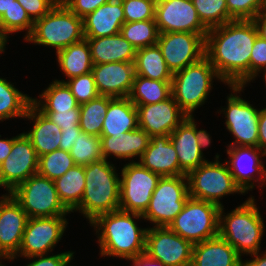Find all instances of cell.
Listing matches in <instances>:
<instances>
[{
	"mask_svg": "<svg viewBox=\"0 0 266 266\" xmlns=\"http://www.w3.org/2000/svg\"><path fill=\"white\" fill-rule=\"evenodd\" d=\"M32 97L21 93L4 78H0V120L15 117H25Z\"/></svg>",
	"mask_w": 266,
	"mask_h": 266,
	"instance_id": "obj_35",
	"label": "cell"
},
{
	"mask_svg": "<svg viewBox=\"0 0 266 266\" xmlns=\"http://www.w3.org/2000/svg\"><path fill=\"white\" fill-rule=\"evenodd\" d=\"M155 21L159 33L190 32L207 35L192 0H156Z\"/></svg>",
	"mask_w": 266,
	"mask_h": 266,
	"instance_id": "obj_17",
	"label": "cell"
},
{
	"mask_svg": "<svg viewBox=\"0 0 266 266\" xmlns=\"http://www.w3.org/2000/svg\"><path fill=\"white\" fill-rule=\"evenodd\" d=\"M7 34L0 28V54L4 52L7 43Z\"/></svg>",
	"mask_w": 266,
	"mask_h": 266,
	"instance_id": "obj_58",
	"label": "cell"
},
{
	"mask_svg": "<svg viewBox=\"0 0 266 266\" xmlns=\"http://www.w3.org/2000/svg\"><path fill=\"white\" fill-rule=\"evenodd\" d=\"M193 244L168 227L147 228L145 254L166 266H191Z\"/></svg>",
	"mask_w": 266,
	"mask_h": 266,
	"instance_id": "obj_14",
	"label": "cell"
},
{
	"mask_svg": "<svg viewBox=\"0 0 266 266\" xmlns=\"http://www.w3.org/2000/svg\"><path fill=\"white\" fill-rule=\"evenodd\" d=\"M75 165L68 151L57 149L39 157L37 174L54 181Z\"/></svg>",
	"mask_w": 266,
	"mask_h": 266,
	"instance_id": "obj_39",
	"label": "cell"
},
{
	"mask_svg": "<svg viewBox=\"0 0 266 266\" xmlns=\"http://www.w3.org/2000/svg\"><path fill=\"white\" fill-rule=\"evenodd\" d=\"M81 132L82 130L80 126L72 127L69 129H62L59 149L69 152L75 143L74 140L77 139Z\"/></svg>",
	"mask_w": 266,
	"mask_h": 266,
	"instance_id": "obj_50",
	"label": "cell"
},
{
	"mask_svg": "<svg viewBox=\"0 0 266 266\" xmlns=\"http://www.w3.org/2000/svg\"><path fill=\"white\" fill-rule=\"evenodd\" d=\"M13 1L14 0H0V17L5 11H8V9L13 4Z\"/></svg>",
	"mask_w": 266,
	"mask_h": 266,
	"instance_id": "obj_57",
	"label": "cell"
},
{
	"mask_svg": "<svg viewBox=\"0 0 266 266\" xmlns=\"http://www.w3.org/2000/svg\"><path fill=\"white\" fill-rule=\"evenodd\" d=\"M60 69L68 79L87 74L92 71L91 50L86 39L67 46L56 53Z\"/></svg>",
	"mask_w": 266,
	"mask_h": 266,
	"instance_id": "obj_30",
	"label": "cell"
},
{
	"mask_svg": "<svg viewBox=\"0 0 266 266\" xmlns=\"http://www.w3.org/2000/svg\"><path fill=\"white\" fill-rule=\"evenodd\" d=\"M56 81L67 84L79 105L87 103L99 96L92 72L71 78L67 82L64 80Z\"/></svg>",
	"mask_w": 266,
	"mask_h": 266,
	"instance_id": "obj_42",
	"label": "cell"
},
{
	"mask_svg": "<svg viewBox=\"0 0 266 266\" xmlns=\"http://www.w3.org/2000/svg\"><path fill=\"white\" fill-rule=\"evenodd\" d=\"M29 217L9 193L0 203V256L14 260Z\"/></svg>",
	"mask_w": 266,
	"mask_h": 266,
	"instance_id": "obj_20",
	"label": "cell"
},
{
	"mask_svg": "<svg viewBox=\"0 0 266 266\" xmlns=\"http://www.w3.org/2000/svg\"><path fill=\"white\" fill-rule=\"evenodd\" d=\"M84 39L83 19L59 0L46 15L34 21L32 33L25 40L54 47L57 53Z\"/></svg>",
	"mask_w": 266,
	"mask_h": 266,
	"instance_id": "obj_5",
	"label": "cell"
},
{
	"mask_svg": "<svg viewBox=\"0 0 266 266\" xmlns=\"http://www.w3.org/2000/svg\"><path fill=\"white\" fill-rule=\"evenodd\" d=\"M24 118L34 120L33 128L25 135L30 139L39 157L59 149L62 134L59 126L33 104L29 106Z\"/></svg>",
	"mask_w": 266,
	"mask_h": 266,
	"instance_id": "obj_27",
	"label": "cell"
},
{
	"mask_svg": "<svg viewBox=\"0 0 266 266\" xmlns=\"http://www.w3.org/2000/svg\"><path fill=\"white\" fill-rule=\"evenodd\" d=\"M91 72L99 95L129 97L136 75L134 62L93 64Z\"/></svg>",
	"mask_w": 266,
	"mask_h": 266,
	"instance_id": "obj_21",
	"label": "cell"
},
{
	"mask_svg": "<svg viewBox=\"0 0 266 266\" xmlns=\"http://www.w3.org/2000/svg\"><path fill=\"white\" fill-rule=\"evenodd\" d=\"M151 136L143 129L137 128L127 133L111 136H100L102 157L114 155L121 159H129L143 155L148 147Z\"/></svg>",
	"mask_w": 266,
	"mask_h": 266,
	"instance_id": "obj_26",
	"label": "cell"
},
{
	"mask_svg": "<svg viewBox=\"0 0 266 266\" xmlns=\"http://www.w3.org/2000/svg\"><path fill=\"white\" fill-rule=\"evenodd\" d=\"M125 22L155 19L156 0H121Z\"/></svg>",
	"mask_w": 266,
	"mask_h": 266,
	"instance_id": "obj_43",
	"label": "cell"
},
{
	"mask_svg": "<svg viewBox=\"0 0 266 266\" xmlns=\"http://www.w3.org/2000/svg\"><path fill=\"white\" fill-rule=\"evenodd\" d=\"M1 258L6 259V257L0 256V260H2ZM2 262H0V266H4L3 264H1Z\"/></svg>",
	"mask_w": 266,
	"mask_h": 266,
	"instance_id": "obj_60",
	"label": "cell"
},
{
	"mask_svg": "<svg viewBox=\"0 0 266 266\" xmlns=\"http://www.w3.org/2000/svg\"><path fill=\"white\" fill-rule=\"evenodd\" d=\"M67 224L65 216L29 218L18 254L29 258L51 252L61 240Z\"/></svg>",
	"mask_w": 266,
	"mask_h": 266,
	"instance_id": "obj_16",
	"label": "cell"
},
{
	"mask_svg": "<svg viewBox=\"0 0 266 266\" xmlns=\"http://www.w3.org/2000/svg\"><path fill=\"white\" fill-rule=\"evenodd\" d=\"M196 125L197 124H195V137L197 139V143L199 145L200 151L202 152L203 148H205V147L210 145L211 137L205 130H202V129L198 130L196 128Z\"/></svg>",
	"mask_w": 266,
	"mask_h": 266,
	"instance_id": "obj_54",
	"label": "cell"
},
{
	"mask_svg": "<svg viewBox=\"0 0 266 266\" xmlns=\"http://www.w3.org/2000/svg\"><path fill=\"white\" fill-rule=\"evenodd\" d=\"M110 103V96L99 95L97 98L80 106L79 126L82 132L100 137L105 114Z\"/></svg>",
	"mask_w": 266,
	"mask_h": 266,
	"instance_id": "obj_36",
	"label": "cell"
},
{
	"mask_svg": "<svg viewBox=\"0 0 266 266\" xmlns=\"http://www.w3.org/2000/svg\"><path fill=\"white\" fill-rule=\"evenodd\" d=\"M121 170L119 209L143 215L161 176L134 160Z\"/></svg>",
	"mask_w": 266,
	"mask_h": 266,
	"instance_id": "obj_11",
	"label": "cell"
},
{
	"mask_svg": "<svg viewBox=\"0 0 266 266\" xmlns=\"http://www.w3.org/2000/svg\"><path fill=\"white\" fill-rule=\"evenodd\" d=\"M157 45L167 67L175 73L205 56L206 35L190 32L160 33Z\"/></svg>",
	"mask_w": 266,
	"mask_h": 266,
	"instance_id": "obj_13",
	"label": "cell"
},
{
	"mask_svg": "<svg viewBox=\"0 0 266 266\" xmlns=\"http://www.w3.org/2000/svg\"><path fill=\"white\" fill-rule=\"evenodd\" d=\"M191 266H242V258L220 236L193 244Z\"/></svg>",
	"mask_w": 266,
	"mask_h": 266,
	"instance_id": "obj_25",
	"label": "cell"
},
{
	"mask_svg": "<svg viewBox=\"0 0 266 266\" xmlns=\"http://www.w3.org/2000/svg\"><path fill=\"white\" fill-rule=\"evenodd\" d=\"M10 194L29 218L65 216L70 213L61 203L54 181L39 174L29 177Z\"/></svg>",
	"mask_w": 266,
	"mask_h": 266,
	"instance_id": "obj_9",
	"label": "cell"
},
{
	"mask_svg": "<svg viewBox=\"0 0 266 266\" xmlns=\"http://www.w3.org/2000/svg\"><path fill=\"white\" fill-rule=\"evenodd\" d=\"M226 152L230 160L225 162L235 183L244 193L255 187L254 182L260 180L262 183H266V169L261 160L262 156H266L263 150L253 146H228ZM254 172L257 173L259 179L253 177ZM252 180L254 181L252 182Z\"/></svg>",
	"mask_w": 266,
	"mask_h": 266,
	"instance_id": "obj_19",
	"label": "cell"
},
{
	"mask_svg": "<svg viewBox=\"0 0 266 266\" xmlns=\"http://www.w3.org/2000/svg\"><path fill=\"white\" fill-rule=\"evenodd\" d=\"M39 97L32 98V104L41 112H64L79 105L67 84L56 80Z\"/></svg>",
	"mask_w": 266,
	"mask_h": 266,
	"instance_id": "obj_34",
	"label": "cell"
},
{
	"mask_svg": "<svg viewBox=\"0 0 266 266\" xmlns=\"http://www.w3.org/2000/svg\"><path fill=\"white\" fill-rule=\"evenodd\" d=\"M189 197L187 175L161 177L142 217L155 227H168Z\"/></svg>",
	"mask_w": 266,
	"mask_h": 266,
	"instance_id": "obj_10",
	"label": "cell"
},
{
	"mask_svg": "<svg viewBox=\"0 0 266 266\" xmlns=\"http://www.w3.org/2000/svg\"><path fill=\"white\" fill-rule=\"evenodd\" d=\"M192 3L208 30L234 20L228 13L226 0H192Z\"/></svg>",
	"mask_w": 266,
	"mask_h": 266,
	"instance_id": "obj_38",
	"label": "cell"
},
{
	"mask_svg": "<svg viewBox=\"0 0 266 266\" xmlns=\"http://www.w3.org/2000/svg\"><path fill=\"white\" fill-rule=\"evenodd\" d=\"M218 78L214 66L204 56L198 62L173 73L171 94L179 107L188 115L205 103L212 88L213 79Z\"/></svg>",
	"mask_w": 266,
	"mask_h": 266,
	"instance_id": "obj_6",
	"label": "cell"
},
{
	"mask_svg": "<svg viewBox=\"0 0 266 266\" xmlns=\"http://www.w3.org/2000/svg\"><path fill=\"white\" fill-rule=\"evenodd\" d=\"M252 21L256 26L258 36L266 41V11L260 12Z\"/></svg>",
	"mask_w": 266,
	"mask_h": 266,
	"instance_id": "obj_53",
	"label": "cell"
},
{
	"mask_svg": "<svg viewBox=\"0 0 266 266\" xmlns=\"http://www.w3.org/2000/svg\"><path fill=\"white\" fill-rule=\"evenodd\" d=\"M51 121L62 129H69L79 126L80 122V106L64 112H42Z\"/></svg>",
	"mask_w": 266,
	"mask_h": 266,
	"instance_id": "obj_46",
	"label": "cell"
},
{
	"mask_svg": "<svg viewBox=\"0 0 266 266\" xmlns=\"http://www.w3.org/2000/svg\"><path fill=\"white\" fill-rule=\"evenodd\" d=\"M224 209L221 207L219 211V236L240 256L242 253L253 255L259 252L265 226L254 198L249 197L227 215H222Z\"/></svg>",
	"mask_w": 266,
	"mask_h": 266,
	"instance_id": "obj_4",
	"label": "cell"
},
{
	"mask_svg": "<svg viewBox=\"0 0 266 266\" xmlns=\"http://www.w3.org/2000/svg\"><path fill=\"white\" fill-rule=\"evenodd\" d=\"M104 158L85 166V188L80 205L74 210L90 222L98 215L119 210L120 178Z\"/></svg>",
	"mask_w": 266,
	"mask_h": 266,
	"instance_id": "obj_3",
	"label": "cell"
},
{
	"mask_svg": "<svg viewBox=\"0 0 266 266\" xmlns=\"http://www.w3.org/2000/svg\"><path fill=\"white\" fill-rule=\"evenodd\" d=\"M228 13L234 19L252 20L266 11V0H226Z\"/></svg>",
	"mask_w": 266,
	"mask_h": 266,
	"instance_id": "obj_44",
	"label": "cell"
},
{
	"mask_svg": "<svg viewBox=\"0 0 266 266\" xmlns=\"http://www.w3.org/2000/svg\"><path fill=\"white\" fill-rule=\"evenodd\" d=\"M83 19L85 38L117 35L125 23L121 0H109Z\"/></svg>",
	"mask_w": 266,
	"mask_h": 266,
	"instance_id": "obj_23",
	"label": "cell"
},
{
	"mask_svg": "<svg viewBox=\"0 0 266 266\" xmlns=\"http://www.w3.org/2000/svg\"><path fill=\"white\" fill-rule=\"evenodd\" d=\"M257 36L252 20H232L209 29L205 56L221 82L242 86L250 82V56Z\"/></svg>",
	"mask_w": 266,
	"mask_h": 266,
	"instance_id": "obj_1",
	"label": "cell"
},
{
	"mask_svg": "<svg viewBox=\"0 0 266 266\" xmlns=\"http://www.w3.org/2000/svg\"><path fill=\"white\" fill-rule=\"evenodd\" d=\"M220 155L215 156V161H206L198 168L187 174L189 196L204 200L219 207H223L219 201L228 194H245L235 183L227 163H220Z\"/></svg>",
	"mask_w": 266,
	"mask_h": 266,
	"instance_id": "obj_8",
	"label": "cell"
},
{
	"mask_svg": "<svg viewBox=\"0 0 266 266\" xmlns=\"http://www.w3.org/2000/svg\"><path fill=\"white\" fill-rule=\"evenodd\" d=\"M26 10L29 17L35 21L46 15L59 0H17Z\"/></svg>",
	"mask_w": 266,
	"mask_h": 266,
	"instance_id": "obj_47",
	"label": "cell"
},
{
	"mask_svg": "<svg viewBox=\"0 0 266 266\" xmlns=\"http://www.w3.org/2000/svg\"><path fill=\"white\" fill-rule=\"evenodd\" d=\"M265 73H264V79H265V84H266V70L264 71Z\"/></svg>",
	"mask_w": 266,
	"mask_h": 266,
	"instance_id": "obj_61",
	"label": "cell"
},
{
	"mask_svg": "<svg viewBox=\"0 0 266 266\" xmlns=\"http://www.w3.org/2000/svg\"><path fill=\"white\" fill-rule=\"evenodd\" d=\"M58 197L64 207L73 212L81 202L85 188V166L75 165L54 180Z\"/></svg>",
	"mask_w": 266,
	"mask_h": 266,
	"instance_id": "obj_32",
	"label": "cell"
},
{
	"mask_svg": "<svg viewBox=\"0 0 266 266\" xmlns=\"http://www.w3.org/2000/svg\"><path fill=\"white\" fill-rule=\"evenodd\" d=\"M69 151L76 165L88 164L102 159L100 137L81 132Z\"/></svg>",
	"mask_w": 266,
	"mask_h": 266,
	"instance_id": "obj_40",
	"label": "cell"
},
{
	"mask_svg": "<svg viewBox=\"0 0 266 266\" xmlns=\"http://www.w3.org/2000/svg\"><path fill=\"white\" fill-rule=\"evenodd\" d=\"M34 21L29 17L23 6L14 0L8 11L0 17V28L9 35L10 33L26 30V39L33 30Z\"/></svg>",
	"mask_w": 266,
	"mask_h": 266,
	"instance_id": "obj_41",
	"label": "cell"
},
{
	"mask_svg": "<svg viewBox=\"0 0 266 266\" xmlns=\"http://www.w3.org/2000/svg\"><path fill=\"white\" fill-rule=\"evenodd\" d=\"M258 147L266 153V108L259 112Z\"/></svg>",
	"mask_w": 266,
	"mask_h": 266,
	"instance_id": "obj_51",
	"label": "cell"
},
{
	"mask_svg": "<svg viewBox=\"0 0 266 266\" xmlns=\"http://www.w3.org/2000/svg\"><path fill=\"white\" fill-rule=\"evenodd\" d=\"M134 66L136 75L152 80L172 81L173 73L167 67L157 44L137 49Z\"/></svg>",
	"mask_w": 266,
	"mask_h": 266,
	"instance_id": "obj_31",
	"label": "cell"
},
{
	"mask_svg": "<svg viewBox=\"0 0 266 266\" xmlns=\"http://www.w3.org/2000/svg\"><path fill=\"white\" fill-rule=\"evenodd\" d=\"M120 34L136 49L157 44L159 30L155 19L125 22Z\"/></svg>",
	"mask_w": 266,
	"mask_h": 266,
	"instance_id": "obj_37",
	"label": "cell"
},
{
	"mask_svg": "<svg viewBox=\"0 0 266 266\" xmlns=\"http://www.w3.org/2000/svg\"><path fill=\"white\" fill-rule=\"evenodd\" d=\"M195 121L188 116L171 134L170 140L177 152L180 168L188 174L207 160L203 158L195 137Z\"/></svg>",
	"mask_w": 266,
	"mask_h": 266,
	"instance_id": "obj_24",
	"label": "cell"
},
{
	"mask_svg": "<svg viewBox=\"0 0 266 266\" xmlns=\"http://www.w3.org/2000/svg\"><path fill=\"white\" fill-rule=\"evenodd\" d=\"M138 128L137 107L128 97H110L101 136L127 133Z\"/></svg>",
	"mask_w": 266,
	"mask_h": 266,
	"instance_id": "obj_29",
	"label": "cell"
},
{
	"mask_svg": "<svg viewBox=\"0 0 266 266\" xmlns=\"http://www.w3.org/2000/svg\"><path fill=\"white\" fill-rule=\"evenodd\" d=\"M74 252H63L57 255L47 256V255H38L32 256L28 259H36L33 262H30L26 266H65L69 260L73 259ZM46 256V257H45Z\"/></svg>",
	"mask_w": 266,
	"mask_h": 266,
	"instance_id": "obj_49",
	"label": "cell"
},
{
	"mask_svg": "<svg viewBox=\"0 0 266 266\" xmlns=\"http://www.w3.org/2000/svg\"><path fill=\"white\" fill-rule=\"evenodd\" d=\"M70 261H71V260H69V262H68L69 264L67 263L65 266H71V265H70Z\"/></svg>",
	"mask_w": 266,
	"mask_h": 266,
	"instance_id": "obj_62",
	"label": "cell"
},
{
	"mask_svg": "<svg viewBox=\"0 0 266 266\" xmlns=\"http://www.w3.org/2000/svg\"><path fill=\"white\" fill-rule=\"evenodd\" d=\"M91 50L93 64L134 62L136 48L120 33L113 36L85 38Z\"/></svg>",
	"mask_w": 266,
	"mask_h": 266,
	"instance_id": "obj_28",
	"label": "cell"
},
{
	"mask_svg": "<svg viewBox=\"0 0 266 266\" xmlns=\"http://www.w3.org/2000/svg\"><path fill=\"white\" fill-rule=\"evenodd\" d=\"M8 195L6 194V195H2L1 197V199H0V203L7 197Z\"/></svg>",
	"mask_w": 266,
	"mask_h": 266,
	"instance_id": "obj_59",
	"label": "cell"
},
{
	"mask_svg": "<svg viewBox=\"0 0 266 266\" xmlns=\"http://www.w3.org/2000/svg\"><path fill=\"white\" fill-rule=\"evenodd\" d=\"M15 138L16 137L10 139H0V164L6 159L7 156H9Z\"/></svg>",
	"mask_w": 266,
	"mask_h": 266,
	"instance_id": "obj_55",
	"label": "cell"
},
{
	"mask_svg": "<svg viewBox=\"0 0 266 266\" xmlns=\"http://www.w3.org/2000/svg\"><path fill=\"white\" fill-rule=\"evenodd\" d=\"M219 206L189 197L183 210L168 226L192 244L219 236Z\"/></svg>",
	"mask_w": 266,
	"mask_h": 266,
	"instance_id": "obj_7",
	"label": "cell"
},
{
	"mask_svg": "<svg viewBox=\"0 0 266 266\" xmlns=\"http://www.w3.org/2000/svg\"><path fill=\"white\" fill-rule=\"evenodd\" d=\"M143 218L137 213L116 210L98 215L90 224L98 232L101 256L134 259L145 253L147 229L133 220ZM101 231V233H99Z\"/></svg>",
	"mask_w": 266,
	"mask_h": 266,
	"instance_id": "obj_2",
	"label": "cell"
},
{
	"mask_svg": "<svg viewBox=\"0 0 266 266\" xmlns=\"http://www.w3.org/2000/svg\"><path fill=\"white\" fill-rule=\"evenodd\" d=\"M132 261V266H166L162 262L151 258L150 256L143 253L142 255L138 256L137 258L130 259Z\"/></svg>",
	"mask_w": 266,
	"mask_h": 266,
	"instance_id": "obj_52",
	"label": "cell"
},
{
	"mask_svg": "<svg viewBox=\"0 0 266 266\" xmlns=\"http://www.w3.org/2000/svg\"><path fill=\"white\" fill-rule=\"evenodd\" d=\"M78 17L84 18L89 13L109 0H61Z\"/></svg>",
	"mask_w": 266,
	"mask_h": 266,
	"instance_id": "obj_48",
	"label": "cell"
},
{
	"mask_svg": "<svg viewBox=\"0 0 266 266\" xmlns=\"http://www.w3.org/2000/svg\"><path fill=\"white\" fill-rule=\"evenodd\" d=\"M266 70V41L256 37L250 56V81Z\"/></svg>",
	"mask_w": 266,
	"mask_h": 266,
	"instance_id": "obj_45",
	"label": "cell"
},
{
	"mask_svg": "<svg viewBox=\"0 0 266 266\" xmlns=\"http://www.w3.org/2000/svg\"><path fill=\"white\" fill-rule=\"evenodd\" d=\"M171 83L172 81L152 80L135 75L128 98L135 106L162 102L172 95Z\"/></svg>",
	"mask_w": 266,
	"mask_h": 266,
	"instance_id": "obj_33",
	"label": "cell"
},
{
	"mask_svg": "<svg viewBox=\"0 0 266 266\" xmlns=\"http://www.w3.org/2000/svg\"><path fill=\"white\" fill-rule=\"evenodd\" d=\"M39 156L30 139L21 133L13 141L9 156L0 164V183L8 193L37 174Z\"/></svg>",
	"mask_w": 266,
	"mask_h": 266,
	"instance_id": "obj_15",
	"label": "cell"
},
{
	"mask_svg": "<svg viewBox=\"0 0 266 266\" xmlns=\"http://www.w3.org/2000/svg\"><path fill=\"white\" fill-rule=\"evenodd\" d=\"M258 254L259 252L250 255L253 256L254 259L252 258V260H247L245 262L242 261V266H266V252L264 254H260L262 257H260Z\"/></svg>",
	"mask_w": 266,
	"mask_h": 266,
	"instance_id": "obj_56",
	"label": "cell"
},
{
	"mask_svg": "<svg viewBox=\"0 0 266 266\" xmlns=\"http://www.w3.org/2000/svg\"><path fill=\"white\" fill-rule=\"evenodd\" d=\"M234 94L227 96V108L222 109L226 116V127L231 132L235 141L229 146L258 147V121L259 112L250 103L238 96L245 86L229 85ZM237 92V93H236ZM236 94V95H235Z\"/></svg>",
	"mask_w": 266,
	"mask_h": 266,
	"instance_id": "obj_12",
	"label": "cell"
},
{
	"mask_svg": "<svg viewBox=\"0 0 266 266\" xmlns=\"http://www.w3.org/2000/svg\"><path fill=\"white\" fill-rule=\"evenodd\" d=\"M138 162L161 177L187 175L180 168L177 152L170 140V135L152 136Z\"/></svg>",
	"mask_w": 266,
	"mask_h": 266,
	"instance_id": "obj_22",
	"label": "cell"
},
{
	"mask_svg": "<svg viewBox=\"0 0 266 266\" xmlns=\"http://www.w3.org/2000/svg\"><path fill=\"white\" fill-rule=\"evenodd\" d=\"M136 107L138 128L146 131L151 137L170 135L188 117L172 95L162 102Z\"/></svg>",
	"mask_w": 266,
	"mask_h": 266,
	"instance_id": "obj_18",
	"label": "cell"
}]
</instances>
